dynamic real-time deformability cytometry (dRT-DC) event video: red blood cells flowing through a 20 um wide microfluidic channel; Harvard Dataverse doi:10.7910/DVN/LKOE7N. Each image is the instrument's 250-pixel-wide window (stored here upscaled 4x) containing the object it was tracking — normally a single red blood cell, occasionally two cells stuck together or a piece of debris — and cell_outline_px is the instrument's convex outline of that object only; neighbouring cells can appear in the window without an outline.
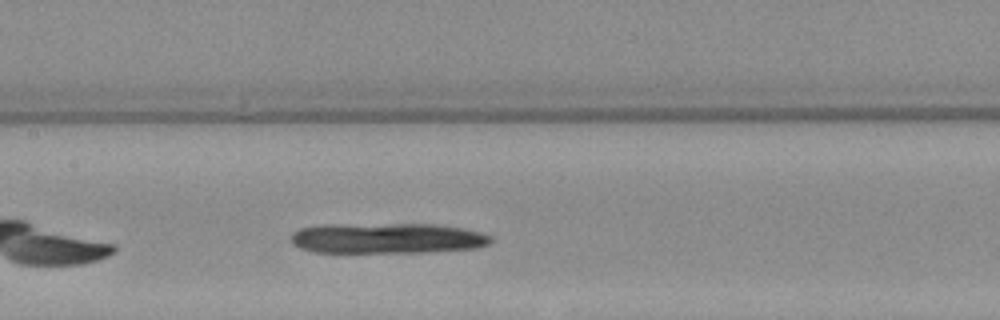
{"species": "Egyptian fruit bat (a non-hibernating species)", "species_latin": "Rousettus aegyptiacus", "temperature_condition": "warm", "stored_images_in_passage": 5, "camera_frame_rate_fps": 3000, "um_per_image_px": 0.085, "animal": {"sex": "female"}, "frame": {"image": 1, "passage_image": 5, "time_ms": 5.0, "image_size_px": [1000, 320], "cell_outline_px": [[492, 240], [488, 244], [476, 248], [424, 252], [316, 252], [300, 248], [292, 244], [292, 232], [300, 228], [316, 224], [432, 224], [460, 228], [480, 232], [492, 236]], "centroid_in_image_um": [32.86, 20.24], "position_along_channel_um": 174.5, "area_um2": 35.6}}